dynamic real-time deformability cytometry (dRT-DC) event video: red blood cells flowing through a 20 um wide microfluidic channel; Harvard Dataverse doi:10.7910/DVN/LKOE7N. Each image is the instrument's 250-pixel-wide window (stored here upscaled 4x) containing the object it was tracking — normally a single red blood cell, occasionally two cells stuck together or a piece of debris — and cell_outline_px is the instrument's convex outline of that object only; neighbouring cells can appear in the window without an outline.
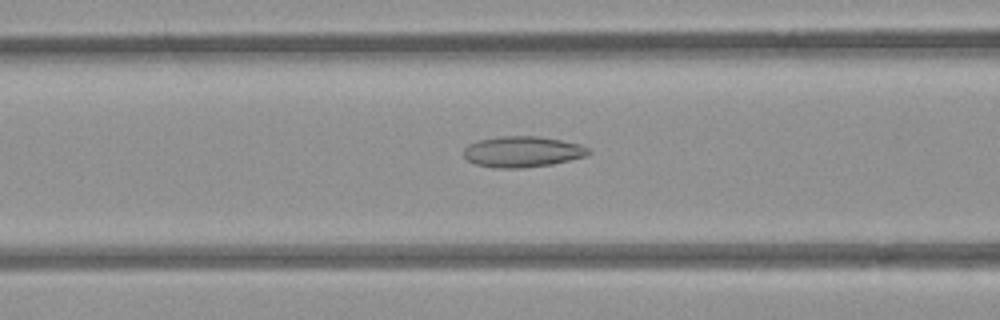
{"species": "common noctule bat (a hibernating species)", "species_latin": "Nyctalus noctula", "temperature_condition": "room temperature", "stored_images_in_passage": 39, "camera_frame_rate_fps": 3000, "um_per_image_px": 0.085, "animal": {"sex": "female", "body_mass_g": 21.9}, "frame": {"image": 1, "passage_image": 8, "time_ms": 2.333, "image_size_px": [1000, 320], "cell_outline_px": [[592, 152], [584, 156], [552, 164], [524, 168], [496, 168], [476, 164], [468, 160], [464, 156], [464, 148], [468, 144], [476, 140], [500, 136], [536, 136], [560, 140], [580, 144], [588, 148]], "centroid_in_image_um": [44.37, 12.89], "position_along_channel_um": 122.2, "area_um2": 22.43}}
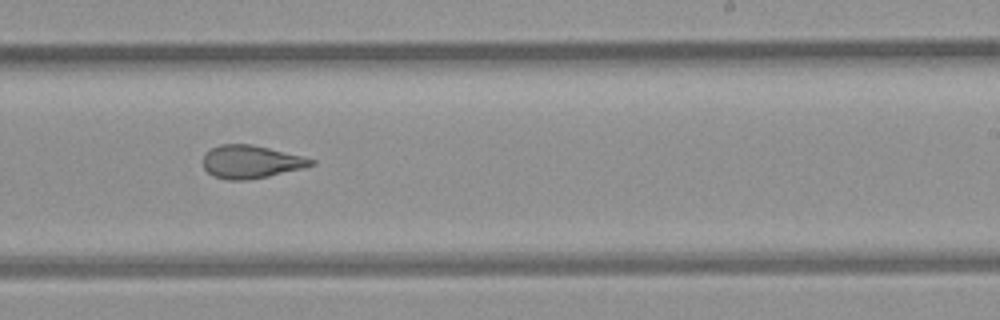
{"frame": {"image": 2, "passage_image": 19, "time_ms": 6.0, "image_size_px": [1000, 320], "cell_outline_px": [[316, 164], [304, 168], [268, 176], [248, 180], [228, 180], [212, 176], [204, 168], [204, 152], [220, 144], [252, 144], [316, 160]], "centroid_in_image_um": [21.31, 13.76], "position_along_channel_um": 267.7, "area_um2": 20.69}}
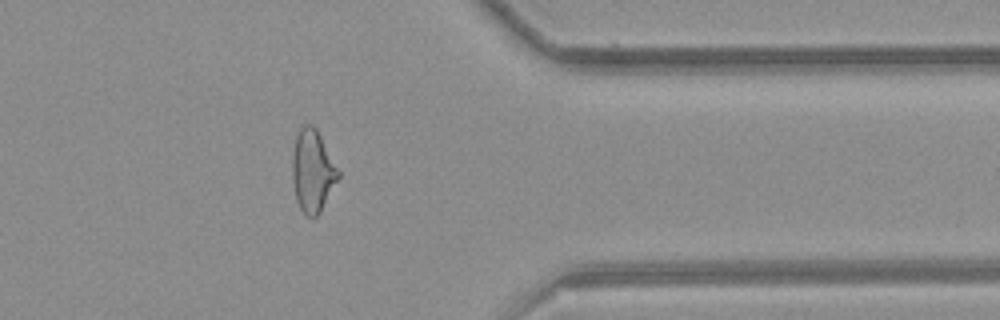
{"frame": {"image": 3, "passage_image": 29, "time_ms": 9.333, "image_size_px": [1000, 320], "cell_outline_px": [[340, 176], [320, 212], [316, 216], [304, 216], [296, 200], [292, 176], [292, 156], [296, 136], [300, 124], [312, 124], [316, 128], [340, 172]], "centroid_in_image_um": [26.55, 14.51], "position_along_channel_um": 384.8, "area_um2": 22.02}, "authors_computed_cell_mechanics": {"area_um2": 22.0218, "velocity_mm_per_s": 3.958, "shape_relaxation_time_tau1_ms": null, "shape_relaxation_time_tau2_ms": 2.1506, "deformation_change_tau1": null, "deformation_change_tau2": 0.0984}}